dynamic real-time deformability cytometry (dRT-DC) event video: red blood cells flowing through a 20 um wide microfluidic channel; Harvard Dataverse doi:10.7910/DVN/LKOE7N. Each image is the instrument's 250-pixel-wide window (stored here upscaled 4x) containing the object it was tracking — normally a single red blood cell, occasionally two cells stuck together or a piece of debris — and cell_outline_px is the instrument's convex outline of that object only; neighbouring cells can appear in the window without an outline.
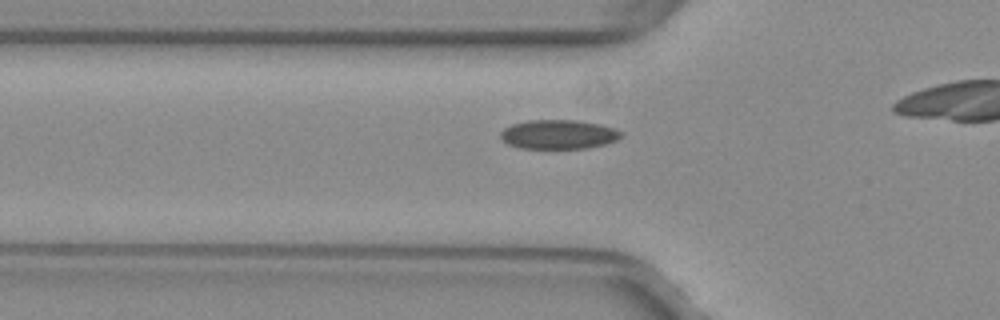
{"species": "common noctule bat (a hibernating species)", "species_latin": "Nyctalus noctula", "temperature_condition": "warm", "stored_images_in_passage": 36, "camera_frame_rate_fps": 3000, "um_per_image_px": 0.085, "animal": {"sex": "female", "body_mass_g": 29.2, "forearm_length_mm": 56.3}, "frame": {"image": 1, "passage_image": 11, "time_ms": 3.333, "image_size_px": [1000, 320], "cell_outline_px": [[620, 136], [616, 140], [604, 144], [584, 148], [520, 148], [508, 144], [500, 136], [500, 132], [504, 128], [512, 124], [528, 120], [576, 120], [600, 124], [612, 128], [620, 132]], "centroid_in_image_um": [47.42, 11.41], "position_along_channel_um": 78.4, "area_um2": 20.23}}
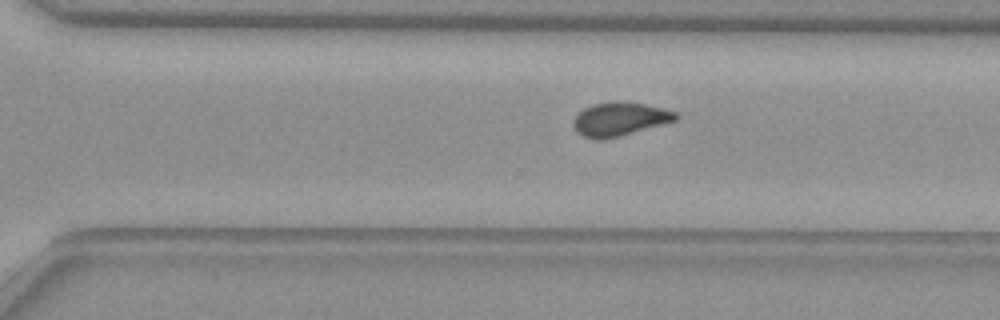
{"frame": {"image": 2, "passage_image": 29, "time_ms": 9.333, "image_size_px": [1000, 320], "cell_outline_px": [[680, 116], [676, 120], [604, 140], [592, 140], [576, 132], [572, 124], [572, 120], [584, 108], [592, 104], [644, 104], [664, 108], [676, 112]], "centroid_in_image_um": [52.64, 10.17], "position_along_channel_um": 318.0, "area_um2": 19.36}}
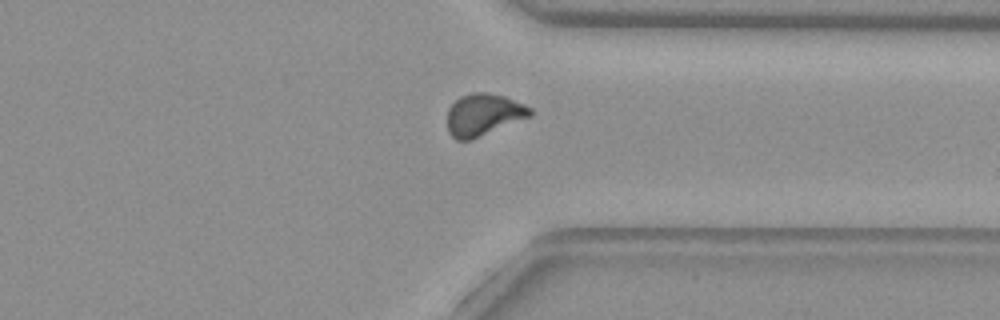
{"frame": {"image": 3, "passage_image": 33, "time_ms": 10.667, "image_size_px": [1000, 320], "cell_outline_px": [[532, 116], [472, 140], [456, 140], [448, 132], [448, 108], [460, 96], [472, 92], [484, 92], [504, 96], [524, 104], [532, 108]], "centroid_in_image_um": [41.1, 9.75], "position_along_channel_um": 370.3, "area_um2": 20.4}}